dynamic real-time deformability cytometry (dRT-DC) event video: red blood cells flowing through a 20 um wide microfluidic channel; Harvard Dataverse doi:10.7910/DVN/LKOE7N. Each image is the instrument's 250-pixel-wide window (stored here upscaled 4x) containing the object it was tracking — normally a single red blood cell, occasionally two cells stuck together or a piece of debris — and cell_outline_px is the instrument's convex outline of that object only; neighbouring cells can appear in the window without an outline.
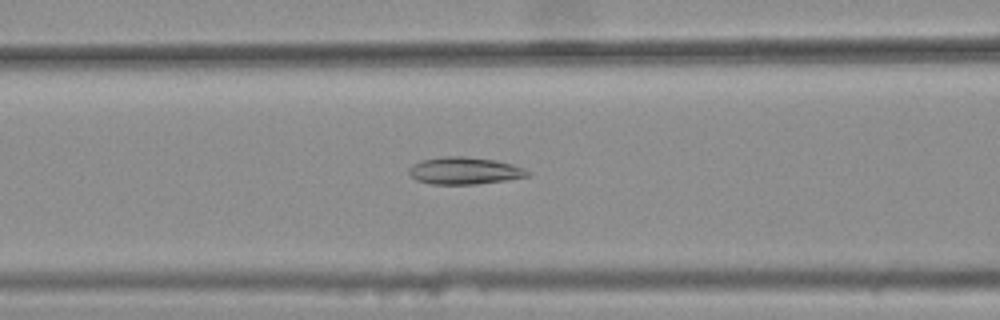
{"species": "common noctule bat (a hibernating species)", "species_latin": "Nyctalus noctula", "temperature_condition": "warm", "stored_images_in_passage": 30, "camera_frame_rate_fps": 3000, "um_per_image_px": 0.085, "animal": {"sex": "female", "body_mass_g": 25.1}, "frame": {"image": 1, "passage_image": 6, "time_ms": 1.667, "image_size_px": [1000, 320], "cell_outline_px": [[532, 172], [528, 176], [508, 180], [476, 184], [432, 184], [416, 180], [408, 172], [408, 168], [412, 164], [420, 160], [444, 156], [464, 156], [496, 160], [512, 164], [524, 168]], "centroid_in_image_um": [39.48, 14.5], "position_along_channel_um": 127.1, "area_um2": 18.96}}
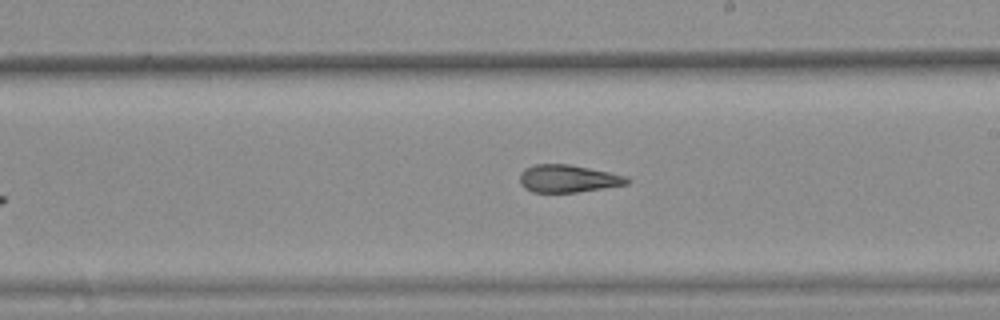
{"frame": {"image": 2, "passage_image": 15, "time_ms": 4.667, "image_size_px": [1000, 320], "cell_outline_px": [[632, 180], [628, 184], [576, 192], [532, 192], [524, 188], [520, 184], [520, 172], [524, 168], [536, 164], [568, 164], [628, 176]], "centroid_in_image_um": [48.27, 15.18], "position_along_channel_um": 240.7, "area_um2": 17.22}}
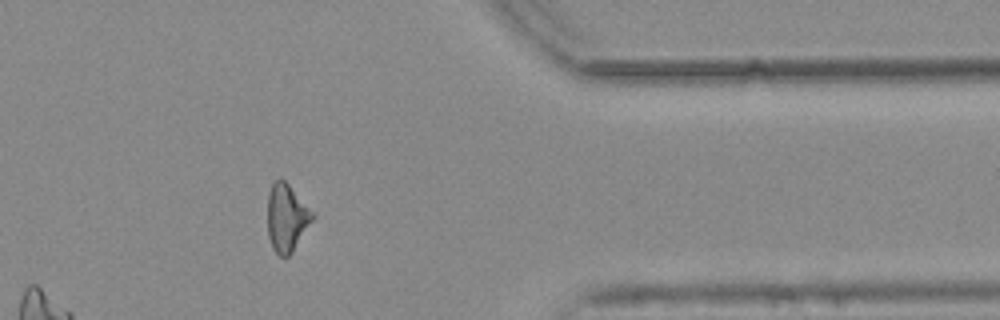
{"frame": {"image": 3, "passage_image": 28, "time_ms": 9.0, "image_size_px": [1000, 320], "cell_outline_px": [[316, 216], [292, 252], [288, 256], [280, 256], [272, 248], [268, 236], [268, 192], [272, 184], [280, 176], [288, 184]], "centroid_in_image_um": [24.36, 18.51], "position_along_channel_um": 387.0, "area_um2": 17.57}, "authors_computed_cell_mechanics": {"area_um2": 17.8313, "velocity_mm_per_s": 3.8011, "shape_relaxation_time_tau1_ms": null, "shape_relaxation_time_tau2_ms": 2.6825, "deformation_change_tau1": null, "deformation_change_tau2": 0.1196}}